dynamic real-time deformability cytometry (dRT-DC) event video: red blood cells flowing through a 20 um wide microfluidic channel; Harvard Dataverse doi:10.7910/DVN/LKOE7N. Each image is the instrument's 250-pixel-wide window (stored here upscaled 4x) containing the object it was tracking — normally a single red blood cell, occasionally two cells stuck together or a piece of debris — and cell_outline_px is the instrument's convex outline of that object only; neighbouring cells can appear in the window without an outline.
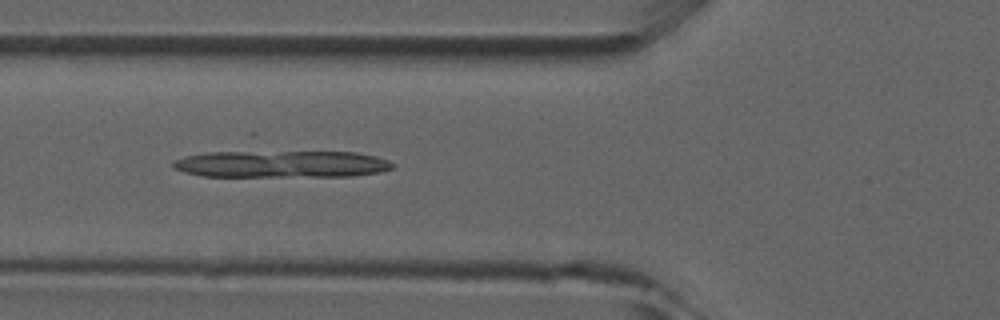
{"species": "common noctule bat (a hibernating species)", "species_latin": "Nyctalus noctula", "temperature_condition": "room temperature", "stored_images_in_passage": 6, "camera_frame_rate_fps": 3000, "um_per_image_px": 0.085, "animal": {"sex": "male", "forearm_length_mm": 52.5}, "frame": {"image": 1, "passage_image": 6, "time_ms": 5.667, "image_size_px": [1000, 320], "cell_outline_px": [[396, 164], [392, 168], [380, 172], [352, 176], [200, 176], [184, 172], [176, 168], [172, 164], [172, 160], [184, 156], [208, 152], [356, 152], [376, 156], [388, 160]], "centroid_in_image_um": [23.94, 13.94], "position_along_channel_um": 101.9, "area_um2": 34.51}}